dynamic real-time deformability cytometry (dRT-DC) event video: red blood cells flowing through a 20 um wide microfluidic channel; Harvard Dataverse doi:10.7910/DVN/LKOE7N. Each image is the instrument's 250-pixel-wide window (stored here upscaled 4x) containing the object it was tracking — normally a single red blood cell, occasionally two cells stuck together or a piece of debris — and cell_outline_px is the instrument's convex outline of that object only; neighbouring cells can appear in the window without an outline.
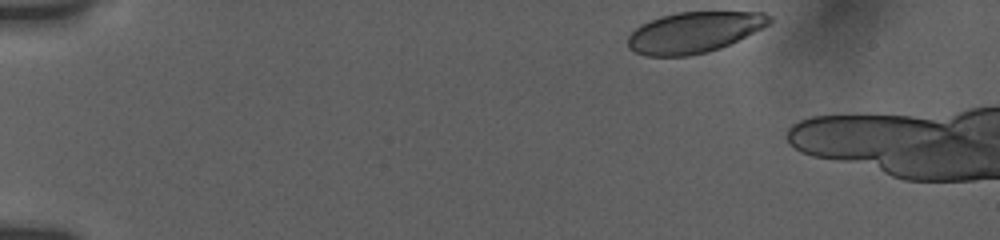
{"species": "human", "species_latin": "Homo sapiens", "temperature_condition": "room temperature", "stored_images_in_passage": 9, "segment_of_instrument_passage": [1, 2], "camera_frame_rate_fps": 3000, "um_per_image_px": 0.085, "donor": {"sex": "female"}, "frame": {"image": 1, "passage_image": 1, "time_ms": 0.0, "image_size_px": [1000, 240], "cell_outline_px": [[772, 24], [764, 28], [720, 48], [708, 52], [688, 56], [644, 56], [628, 48], [628, 36], [640, 24], [660, 16], [676, 12], [764, 12], [772, 16]], "centroid_in_image_um": [59.01, 2.74], "position_along_channel_um": 26.0, "area_um2": 33.99}}
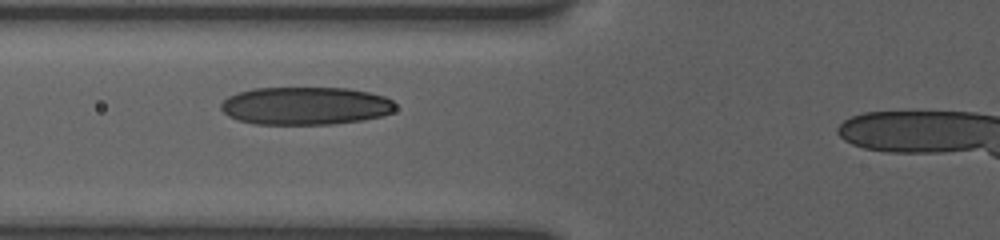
{"frame": {"image": 2, "passage_image": 7, "time_ms": 4.667, "image_size_px": [1000, 240], "cell_outline_px": [[396, 108], [392, 112], [380, 116], [360, 120], [332, 124], [256, 124], [240, 120], [228, 116], [220, 108], [220, 104], [228, 96], [236, 92], [252, 88], [348, 88], [368, 92], [384, 96], [392, 100], [396, 104]], "centroid_in_image_um": [25.94, 8.99], "position_along_channel_um": 99.9, "area_um2": 38.55}}
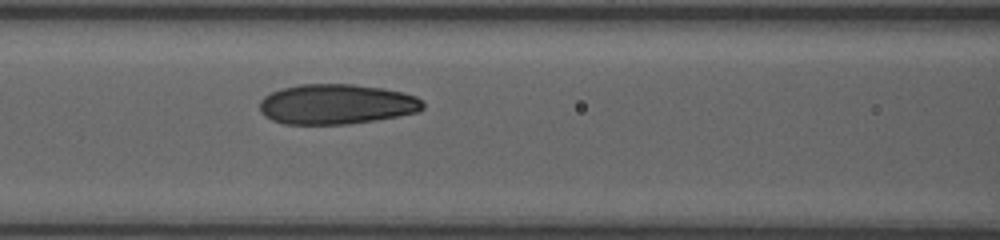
{"frame": {"image": 3, "passage_image": 8, "time_ms": 5.667, "image_size_px": [1000, 240], "cell_outline_px": [[424, 108], [416, 112], [396, 116], [372, 120], [344, 124], [284, 124], [272, 120], [264, 116], [260, 112], [260, 100], [264, 96], [280, 88], [300, 84], [352, 84], [384, 88], [404, 92], [416, 96], [424, 104]], "centroid_in_image_um": [28.56, 8.84], "position_along_channel_um": 138.0, "area_um2": 38.15}}